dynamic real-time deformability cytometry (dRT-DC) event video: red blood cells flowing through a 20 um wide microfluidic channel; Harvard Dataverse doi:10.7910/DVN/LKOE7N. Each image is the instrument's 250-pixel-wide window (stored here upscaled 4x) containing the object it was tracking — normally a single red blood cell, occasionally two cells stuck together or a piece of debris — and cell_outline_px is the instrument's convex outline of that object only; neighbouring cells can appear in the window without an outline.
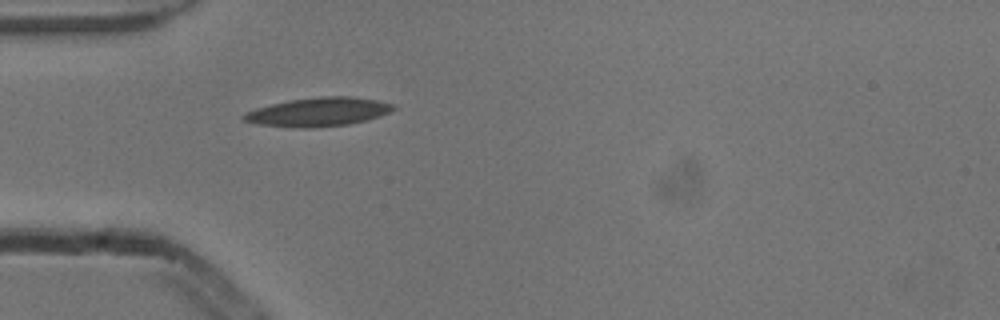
{"species": "common noctule bat (a hibernating species)", "species_latin": "Nyctalus noctula", "temperature_condition": "cold", "stored_images_in_passage": 1, "camera_frame_rate_fps": 3000, "um_per_image_px": 0.085, "animal": {"sex": "male", "body_mass_g": 13.3}, "frame": {"image": 1, "passage_image": 1, "time_ms": 0.0, "image_size_px": [1000, 320], "cell_outline_px": [[396, 108], [392, 112], [380, 116], [348, 124], [308, 128], [300, 128], [260, 124], [244, 120], [240, 116], [256, 108], [288, 100], [320, 96], [352, 96], [376, 100], [396, 104]], "centroid_in_image_um": [27.11, 9.5], "position_along_channel_um": 57.9, "area_um2": 24.97}}